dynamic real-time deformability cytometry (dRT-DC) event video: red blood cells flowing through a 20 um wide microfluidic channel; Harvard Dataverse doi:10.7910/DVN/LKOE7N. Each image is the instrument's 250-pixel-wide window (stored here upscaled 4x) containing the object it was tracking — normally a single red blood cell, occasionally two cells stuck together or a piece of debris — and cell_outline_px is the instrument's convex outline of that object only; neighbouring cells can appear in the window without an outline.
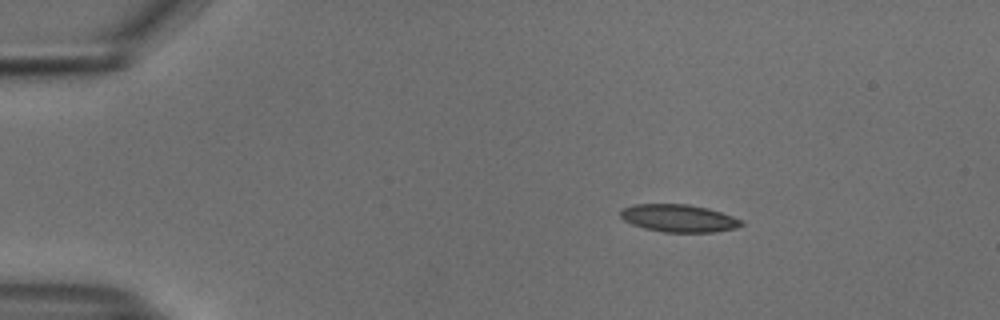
{"species": "common noctule bat (a hibernating species)", "species_latin": "Nyctalus noctula", "temperature_condition": "cold", "stored_images_in_passage": 46, "camera_frame_rate_fps": 3000, "um_per_image_px": 0.085, "animal": {"sex": "male", "body_mass_g": 18.8}, "frame": {"image": 1, "passage_image": 1, "time_ms": 0.0, "image_size_px": [1000, 320], "cell_outline_px": [[744, 224], [736, 228], [712, 232], [664, 232], [644, 228], [632, 224], [624, 220], [620, 216], [620, 208], [636, 204], [688, 204], [708, 208], [744, 220]], "centroid_in_image_um": [57.69, 18.54], "position_along_channel_um": 27.3, "area_um2": 19.48}}
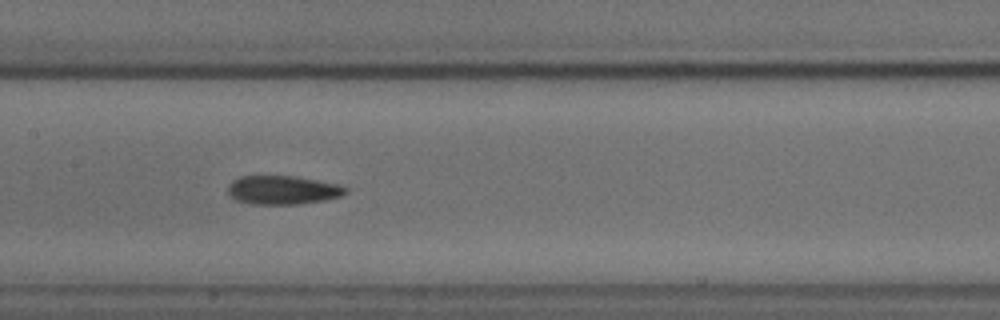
{"frame": {"image": 2, "passage_image": 19, "time_ms": 6.0, "image_size_px": [1000, 320], "cell_outline_px": [[348, 192], [340, 196], [324, 200], [296, 204], [252, 204], [236, 200], [228, 192], [228, 184], [232, 180], [240, 176], [296, 176], [340, 184], [348, 188]], "centroid_in_image_um": [24.04, 16.14], "position_along_channel_um": 183.4, "area_um2": 19.77}}
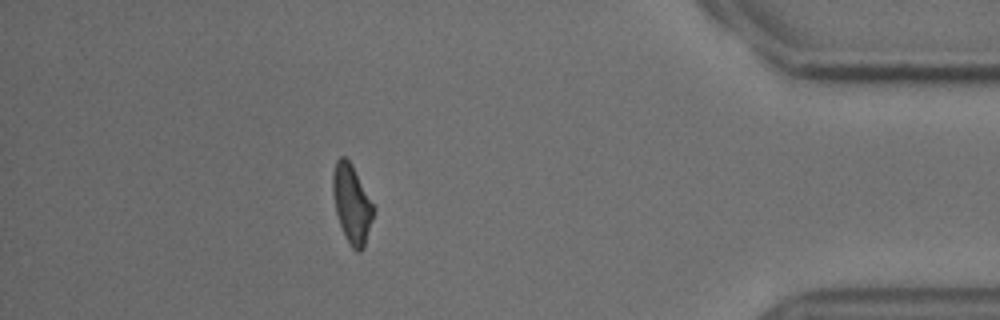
{"frame": {"image": 3, "passage_image": 40, "time_ms": 13.0, "image_size_px": [1000, 320], "cell_outline_px": [[376, 208], [364, 248], [360, 252], [356, 252], [348, 244], [340, 224], [336, 212], [332, 192], [332, 172], [336, 160], [340, 156], [344, 156], [352, 164]], "centroid_in_image_um": [29.91, 17.33], "position_along_channel_um": 405.3, "area_um2": 18.9}, "authors_computed_cell_mechanics": {"area_um2": 19.4786, "velocity_mm_per_s": 3.7538, "shape_relaxation_time_tau1_ms": 8.3413, "shape_relaxation_time_tau2_ms": 3.9855, "deformation_change_tau1": 0.1909, "deformation_change_tau2": 0.12}}